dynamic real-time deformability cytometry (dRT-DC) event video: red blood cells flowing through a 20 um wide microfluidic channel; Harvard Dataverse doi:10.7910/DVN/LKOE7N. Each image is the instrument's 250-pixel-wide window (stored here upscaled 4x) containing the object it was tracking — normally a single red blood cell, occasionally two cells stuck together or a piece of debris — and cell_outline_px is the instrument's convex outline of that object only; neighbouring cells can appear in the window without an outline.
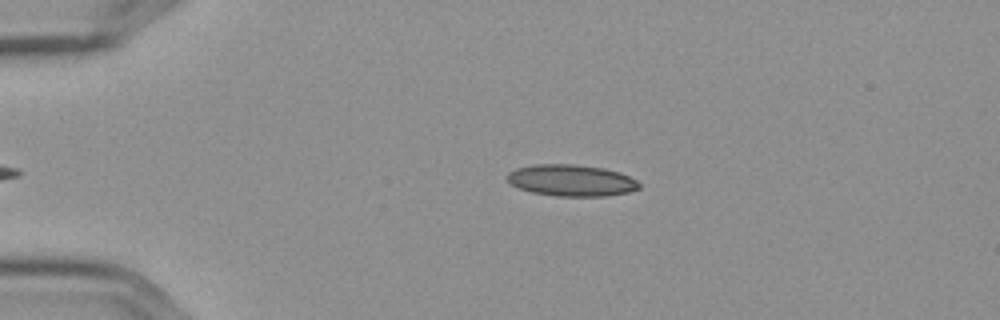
{"species": "Egyptian fruit bat (a non-hibernating species)", "species_latin": "Rousettus aegyptiacus", "temperature_condition": "cold", "stored_images_in_passage": 5, "camera_frame_rate_fps": 3000, "um_per_image_px": 0.085, "frame": {"image": 1, "passage_image": 2, "time_ms": 0.333, "image_size_px": [1000, 320], "cell_outline_px": [[640, 188], [628, 192], [604, 196], [556, 196], [532, 192], [520, 188], [512, 184], [508, 180], [508, 172], [516, 168], [532, 164], [572, 164], [604, 168], [620, 172], [636, 180], [640, 184]], "centroid_in_image_um": [48.57, 15.33], "position_along_channel_um": 36.4, "area_um2": 24.16}}
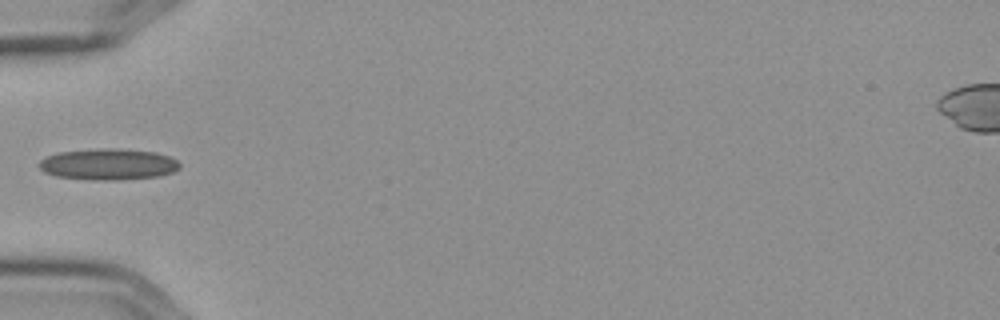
{"frame": {"image": 2, "passage_image": 4, "time_ms": 1.0, "image_size_px": [1000, 320], "cell_outline_px": [[180, 168], [172, 172], [160, 176], [124, 180], [92, 180], [56, 176], [44, 172], [36, 164], [40, 160], [48, 156], [60, 152], [100, 148], [112, 148], [156, 152], [168, 156], [176, 160], [180, 164]], "centroid_in_image_um": [9.2, 13.97], "position_along_channel_um": 75.8, "area_um2": 25.72}}
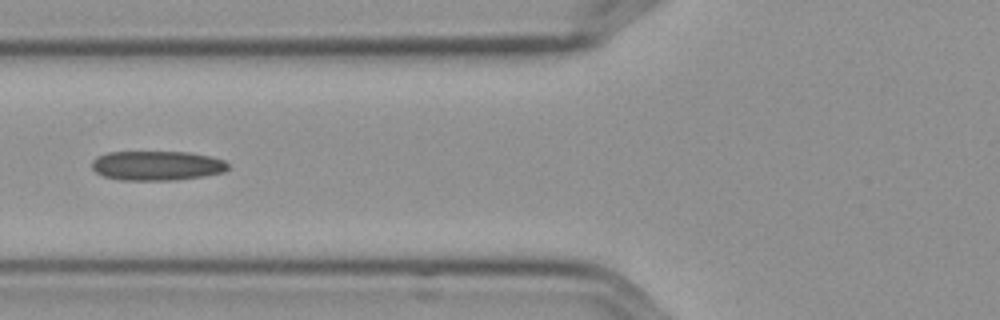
{"frame": {"image": 3, "passage_image": 5, "time_ms": 1.333, "image_size_px": [1000, 320], "cell_outline_px": [[228, 168], [224, 172], [204, 176], [176, 180], [120, 180], [104, 176], [96, 172], [92, 168], [92, 160], [96, 156], [108, 152], [188, 152], [208, 156], [224, 160], [228, 164]], "centroid_in_image_um": [13.32, 14.08], "position_along_channel_um": 112.5, "area_um2": 23.47}}